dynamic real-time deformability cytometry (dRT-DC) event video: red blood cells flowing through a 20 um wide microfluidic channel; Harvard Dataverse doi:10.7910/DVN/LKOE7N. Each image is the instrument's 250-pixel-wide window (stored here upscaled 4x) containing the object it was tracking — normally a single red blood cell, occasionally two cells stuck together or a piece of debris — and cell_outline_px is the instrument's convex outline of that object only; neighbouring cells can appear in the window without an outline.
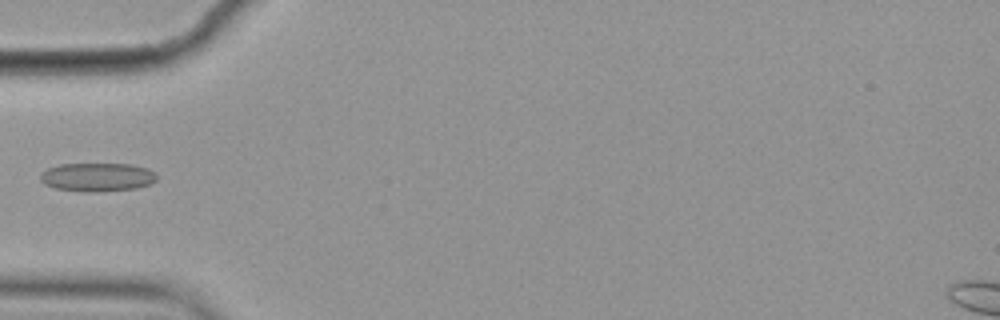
{"species": "common noctule bat (a hibernating species)", "species_latin": "Nyctalus noctula", "temperature_condition": "cold", "stored_images_in_passage": 5, "camera_frame_rate_fps": 3000, "um_per_image_px": 0.085, "animal": {"sex": "female", "body_mass_g": 19.9}, "frame": {"image": 1, "passage_image": 5, "time_ms": 1.333, "image_size_px": [1000, 320], "cell_outline_px": [[156, 180], [148, 184], [136, 188], [92, 192], [80, 192], [56, 188], [44, 184], [40, 180], [40, 176], [48, 168], [60, 164], [132, 164], [148, 168], [156, 176]], "centroid_in_image_um": [8.25, 15.05], "position_along_channel_um": 76.8, "area_um2": 19.25}}